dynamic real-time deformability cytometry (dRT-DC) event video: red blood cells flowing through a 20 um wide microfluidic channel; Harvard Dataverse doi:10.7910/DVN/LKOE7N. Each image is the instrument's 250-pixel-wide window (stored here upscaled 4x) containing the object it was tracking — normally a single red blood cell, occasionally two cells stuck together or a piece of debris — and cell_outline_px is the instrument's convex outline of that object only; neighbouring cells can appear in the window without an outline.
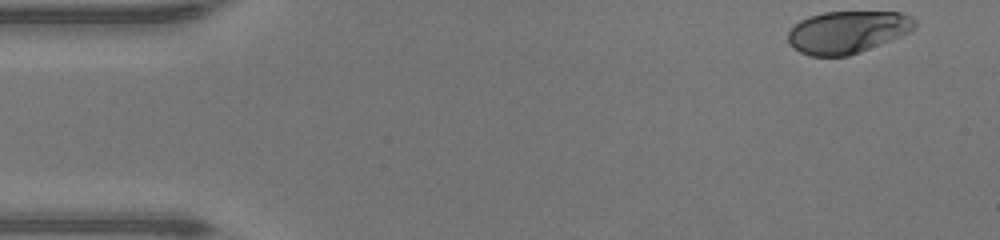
{"species": "human", "species_latin": "Homo sapiens", "temperature_condition": "warm", "stored_images_in_passage": 45, "camera_frame_rate_fps": 3000, "um_per_image_px": 0.085, "donor": {"sex": "male"}, "frame": {"image": 1, "passage_image": 1, "time_ms": 0.0, "image_size_px": [1000, 240], "cell_outline_px": [[916, 28], [892, 40], [848, 56], [812, 56], [800, 52], [788, 40], [788, 32], [800, 20], [808, 16], [824, 12], [900, 12], [912, 16], [916, 20]], "centroid_in_image_um": [72.06, 2.71], "position_along_channel_um": 12.9, "area_um2": 31.15}}
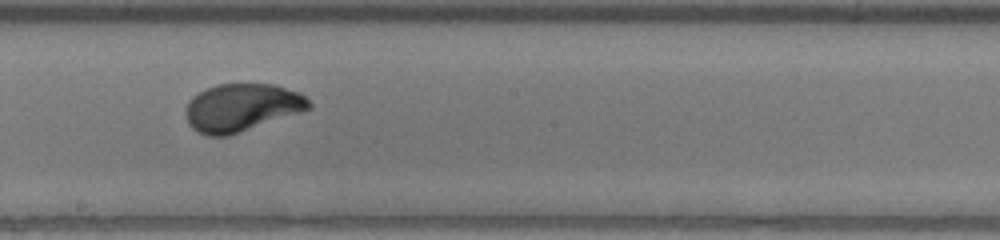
{"frame": {"image": 2, "passage_image": 24, "time_ms": 7.667, "image_size_px": [1000, 240], "cell_outline_px": [[312, 108], [228, 136], [208, 136], [192, 128], [188, 124], [184, 112], [192, 96], [216, 84], [276, 84], [300, 92], [312, 104]], "centroid_in_image_um": [20.55, 9.13], "position_along_channel_um": 227.7, "area_um2": 34.22}}
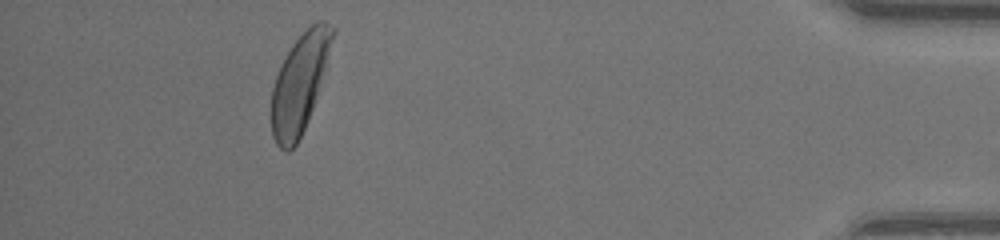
{"frame": {"image": 3, "passage_image": 41, "time_ms": 13.333, "image_size_px": [1000, 240], "cell_outline_px": [[336, 32], [316, 96], [308, 120], [296, 144], [288, 152], [284, 152], [276, 144], [272, 136], [272, 88], [280, 64], [292, 44], [316, 20], [324, 20], [336, 28]], "centroid_in_image_um": [25.47, 7.06], "position_along_channel_um": 409.7, "area_um2": 34.62}, "authors_computed_cell_mechanics": {"area_um2": 33.8708, "velocity_mm_per_s": 4.3649, "shape_relaxation_time_tau1_ms": 2.6821, "shape_relaxation_time_tau2_ms": null, "deformation_change_tau1": 0.1668, "deformation_change_tau2": null}}